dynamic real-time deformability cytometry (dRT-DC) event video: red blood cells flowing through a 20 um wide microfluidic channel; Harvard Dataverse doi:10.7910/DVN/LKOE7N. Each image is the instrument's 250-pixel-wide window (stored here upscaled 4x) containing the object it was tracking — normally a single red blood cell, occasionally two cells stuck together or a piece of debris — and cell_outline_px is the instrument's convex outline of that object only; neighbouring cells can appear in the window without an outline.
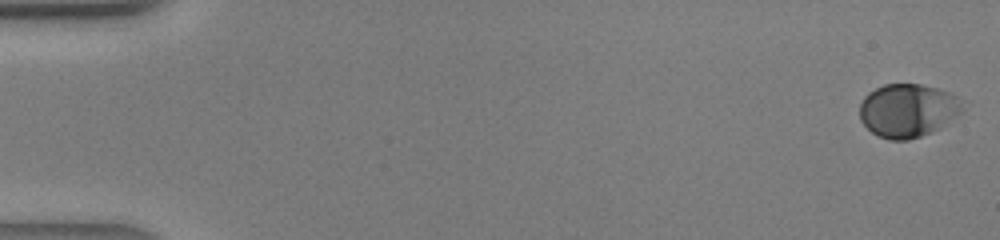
{"species": "human", "species_latin": "Homo sapiens", "temperature_condition": "warm", "stored_images_in_passage": 43, "camera_frame_rate_fps": 3000, "um_per_image_px": 0.085, "donor": {"sex": "male"}, "frame": {"image": 1, "passage_image": 1, "time_ms": 0.0, "image_size_px": [1000, 240], "cell_outline_px": [[964, 108], [956, 116], [940, 128], [932, 132], [908, 140], [888, 140], [872, 132], [860, 120], [860, 104], [864, 96], [868, 92], [884, 84], [920, 84], [936, 88], [948, 92], [956, 96]], "centroid_in_image_um": [77.14, 9.39], "position_along_channel_um": 7.9, "area_um2": 31.85}}
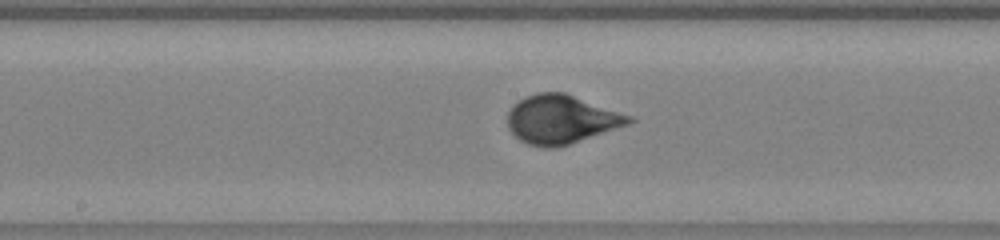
{"frame": {"image": 2, "passage_image": 23, "time_ms": 7.333, "image_size_px": [1000, 240], "cell_outline_px": [[636, 120], [628, 124], [556, 148], [544, 148], [528, 144], [520, 140], [508, 128], [508, 112], [512, 104], [524, 96], [536, 92], [564, 92], [632, 116]], "centroid_in_image_um": [47.66, 10.13], "position_along_channel_um": 200.5, "area_um2": 34.28}}
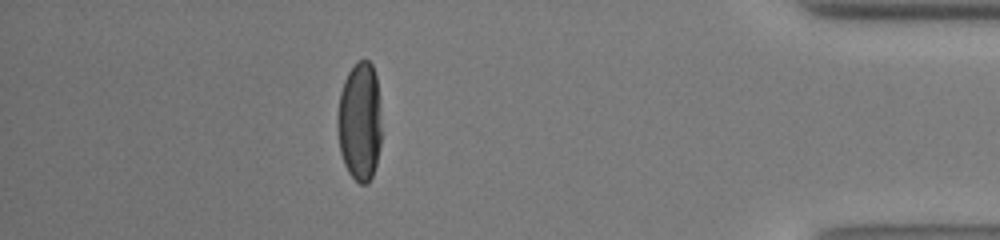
{"frame": {"image": 3, "passage_image": 38, "time_ms": 12.333, "image_size_px": [1000, 240], "cell_outline_px": [[380, 144], [376, 164], [372, 176], [368, 184], [360, 184], [348, 172], [344, 164], [340, 152], [336, 128], [336, 120], [340, 92], [344, 80], [348, 72], [356, 60], [368, 60], [372, 64], [376, 76], [380, 124]], "centroid_in_image_um": [30.54, 10.33], "position_along_channel_um": 404.7, "area_um2": 30.63}}